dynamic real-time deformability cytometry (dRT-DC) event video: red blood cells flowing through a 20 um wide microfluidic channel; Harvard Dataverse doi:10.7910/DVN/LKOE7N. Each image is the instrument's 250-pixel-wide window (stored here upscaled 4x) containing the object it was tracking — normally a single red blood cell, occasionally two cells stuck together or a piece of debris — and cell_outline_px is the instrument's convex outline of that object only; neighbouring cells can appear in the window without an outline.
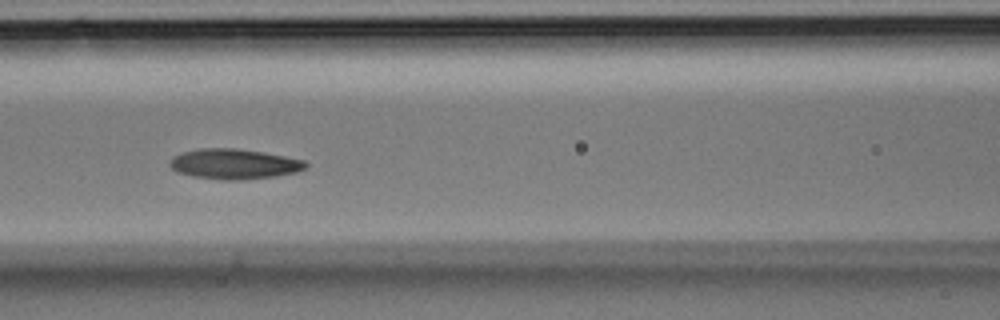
{"species": "Egyptian fruit bat (a non-hibernating species)", "species_latin": "Rousettus aegyptiacus", "temperature_condition": "room temperature", "stored_images_in_passage": 22, "camera_frame_rate_fps": 3000, "um_per_image_px": 0.085, "animal": {"sex": "male"}, "frame": {"image": 1, "passage_image": 7, "time_ms": 2.0, "image_size_px": [1000, 320], "cell_outline_px": [[308, 164], [304, 168], [296, 172], [276, 176], [240, 180], [224, 180], [192, 176], [176, 172], [168, 164], [168, 160], [172, 156], [180, 152], [200, 148], [236, 148], [264, 152], [304, 160]], "centroid_in_image_um": [19.84, 13.93], "position_along_channel_um": 146.8, "area_um2": 24.1}}